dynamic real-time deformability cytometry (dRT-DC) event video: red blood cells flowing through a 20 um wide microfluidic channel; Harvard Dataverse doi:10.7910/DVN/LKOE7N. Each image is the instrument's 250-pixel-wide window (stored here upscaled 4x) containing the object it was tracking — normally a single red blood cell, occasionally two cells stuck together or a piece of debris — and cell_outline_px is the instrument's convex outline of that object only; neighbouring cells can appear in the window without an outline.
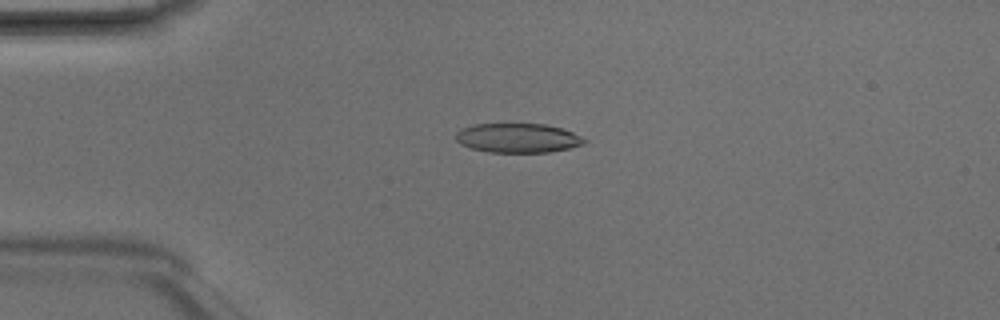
{"species": "Egyptian fruit bat (a non-hibernating species)", "species_latin": "Rousettus aegyptiacus", "temperature_condition": "room temperature", "stored_images_in_passage": 6, "camera_frame_rate_fps": 3000, "um_per_image_px": 0.085, "animal": {"sex": "male"}, "frame": {"image": 1, "passage_image": 4, "time_ms": 1.0, "image_size_px": [1000, 320], "cell_outline_px": [[588, 140], [584, 144], [568, 148], [548, 152], [488, 152], [472, 148], [460, 144], [456, 140], [456, 132], [460, 128], [472, 124], [544, 124], [564, 128]], "centroid_in_image_um": [44.0, 11.72], "position_along_channel_um": 41.0, "area_um2": 22.02}}